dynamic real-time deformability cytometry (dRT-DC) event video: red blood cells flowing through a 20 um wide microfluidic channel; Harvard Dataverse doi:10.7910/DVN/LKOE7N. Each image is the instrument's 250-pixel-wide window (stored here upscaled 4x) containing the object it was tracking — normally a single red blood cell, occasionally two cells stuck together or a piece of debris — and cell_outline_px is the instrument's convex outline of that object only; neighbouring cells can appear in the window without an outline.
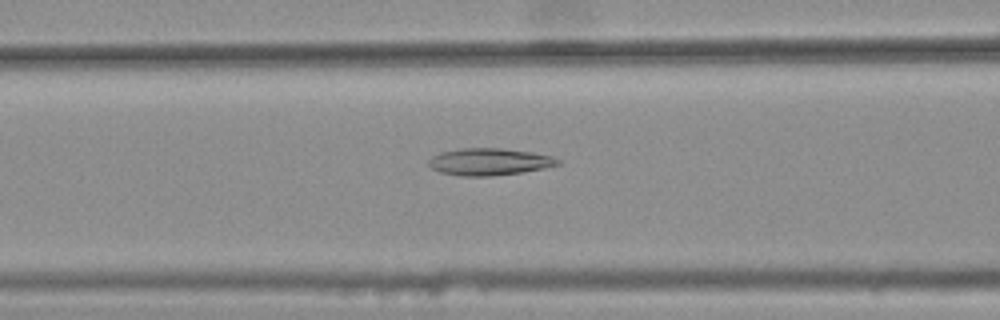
{"species": "common noctule bat (a hibernating species)", "species_latin": "Nyctalus noctula", "temperature_condition": "warm", "stored_images_in_passage": 42, "camera_frame_rate_fps": 3000, "um_per_image_px": 0.085, "animal": {"sex": "female", "body_mass_g": 25.1}, "frame": {"image": 1, "passage_image": 16, "time_ms": 5.0, "image_size_px": [1000, 320], "cell_outline_px": [[560, 164], [544, 168], [524, 172], [492, 176], [460, 176], [440, 172], [432, 168], [428, 164], [428, 160], [432, 156], [440, 152], [460, 148], [500, 148], [532, 152], [552, 156], [560, 160]], "centroid_in_image_um": [41.58, 13.75], "position_along_channel_um": 125.0, "area_um2": 20.46}}
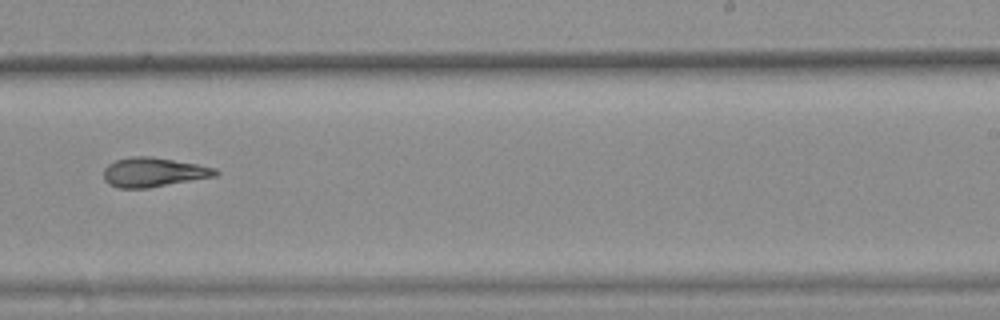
{"frame": {"image": 2, "passage_image": 28, "time_ms": 9.0, "image_size_px": [1000, 320], "cell_outline_px": [[220, 172], [216, 176], [148, 188], [120, 188], [108, 184], [104, 180], [104, 168], [108, 164], [116, 160], [132, 156], [148, 156], [196, 164], [216, 168]], "centroid_in_image_um": [13.03, 14.64], "position_along_channel_um": 276.0, "area_um2": 19.02}}
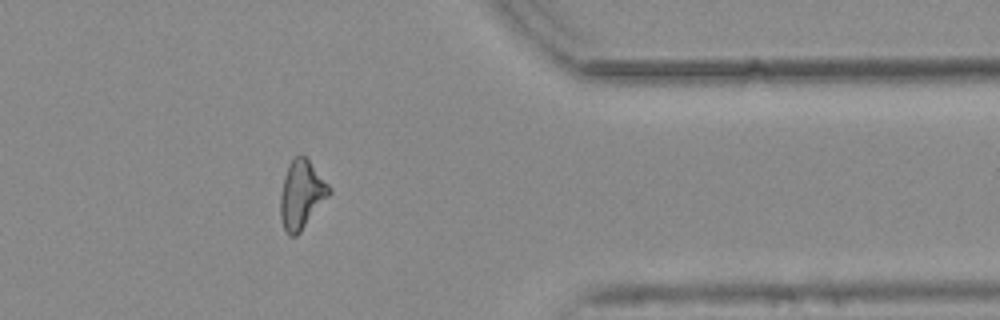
{"frame": {"image": 3, "passage_image": 38, "time_ms": 12.333, "image_size_px": [1000, 320], "cell_outline_px": [[332, 192], [300, 232], [296, 236], [288, 236], [284, 228], [280, 216], [280, 196], [284, 176], [288, 164], [292, 156], [300, 152], [308, 160], [332, 188]], "centroid_in_image_um": [25.61, 16.51], "position_along_channel_um": 385.8, "area_um2": 19.54}, "authors_computed_cell_mechanics": {"area_um2": 19.5364, "velocity_mm_per_s": 3.7839, "shape_relaxation_time_tau1_ms": null, "shape_relaxation_time_tau2_ms": 5.1847, "deformation_change_tau1": null, "deformation_change_tau2": 0.1516}}